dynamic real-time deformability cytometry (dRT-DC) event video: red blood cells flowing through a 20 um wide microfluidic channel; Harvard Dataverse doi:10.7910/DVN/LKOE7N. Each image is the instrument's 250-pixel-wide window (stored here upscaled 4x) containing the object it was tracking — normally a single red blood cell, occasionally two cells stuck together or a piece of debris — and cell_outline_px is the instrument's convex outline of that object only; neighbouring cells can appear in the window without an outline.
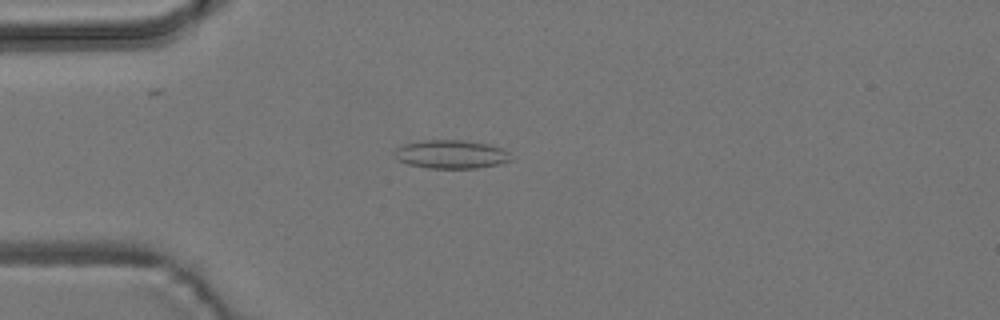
{"species": "common noctule bat (a hibernating species)", "species_latin": "Nyctalus noctula", "temperature_condition": "room temperature", "stored_images_in_passage": 8, "camera_frame_rate_fps": 3000, "um_per_image_px": 0.085, "animal": {"sex": "male", "body_mass_g": 19.2, "forearm_length_mm": 51.8}, "frame": {"image": 1, "passage_image": 5, "time_ms": 4.667, "image_size_px": [1000, 320], "cell_outline_px": [[512, 160], [500, 164], [476, 168], [428, 168], [408, 164], [400, 160], [392, 152], [396, 148], [404, 144], [424, 140], [464, 140], [488, 144], [504, 148], [508, 152]], "centroid_in_image_um": [38.37, 13.11], "position_along_channel_um": 46.6, "area_um2": 19.36}}
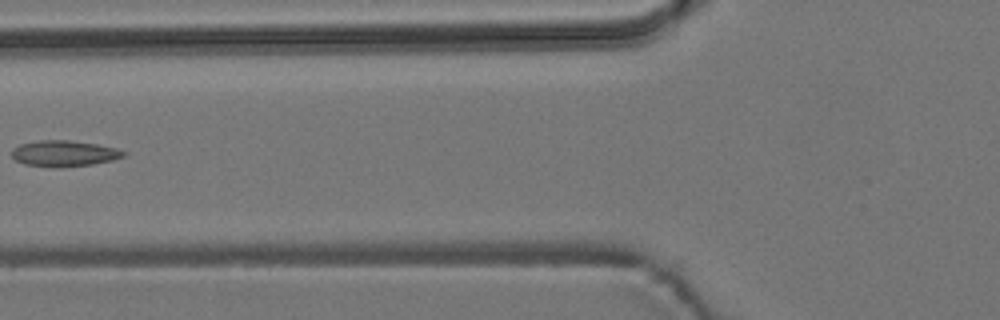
{"frame": {"image": 2, "passage_image": 7, "time_ms": 7.0, "image_size_px": [1000, 320], "cell_outline_px": [[128, 152], [124, 156], [112, 160], [92, 164], [60, 168], [24, 164], [16, 160], [12, 156], [12, 148], [20, 144], [40, 140], [68, 140], [96, 144], [116, 148]], "centroid_in_image_um": [5.45, 13.04], "position_along_channel_um": 120.4, "area_um2": 16.94}}
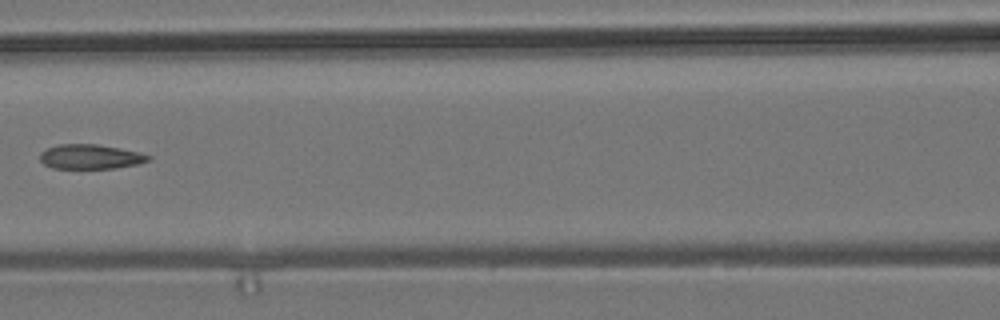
{"frame": {"image": 3, "passage_image": 8, "time_ms": 8.0, "image_size_px": [1000, 320], "cell_outline_px": [[152, 156], [148, 160], [136, 164], [116, 168], [52, 168], [44, 164], [40, 160], [40, 152], [48, 148], [60, 144], [96, 144], [120, 148]], "centroid_in_image_um": [7.64, 13.32], "position_along_channel_um": 159.0, "area_um2": 15.32}}